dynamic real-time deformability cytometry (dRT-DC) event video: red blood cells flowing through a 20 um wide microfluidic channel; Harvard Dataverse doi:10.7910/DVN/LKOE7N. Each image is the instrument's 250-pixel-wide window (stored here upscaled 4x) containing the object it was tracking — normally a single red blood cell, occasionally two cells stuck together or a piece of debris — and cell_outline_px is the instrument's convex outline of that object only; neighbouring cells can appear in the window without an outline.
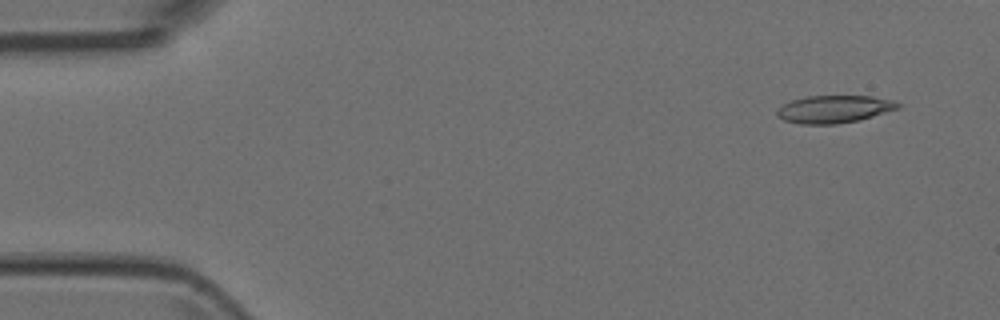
{"species": "Egyptian fruit bat (a non-hibernating species)", "species_latin": "Rousettus aegyptiacus", "temperature_condition": "room temperature", "stored_images_in_passage": 46, "camera_frame_rate_fps": 3000, "um_per_image_px": 0.085, "animal": {"sex": "female"}, "frame": {"image": 1, "passage_image": 4, "time_ms": 1.0, "image_size_px": [1000, 320], "cell_outline_px": [[904, 104], [900, 108], [860, 120], [836, 124], [800, 124], [784, 120], [776, 116], [776, 112], [784, 104], [792, 100], [808, 96], [872, 96], [896, 100]], "centroid_in_image_um": [70.97, 9.27], "position_along_channel_um": 14.0, "area_um2": 19.59}}
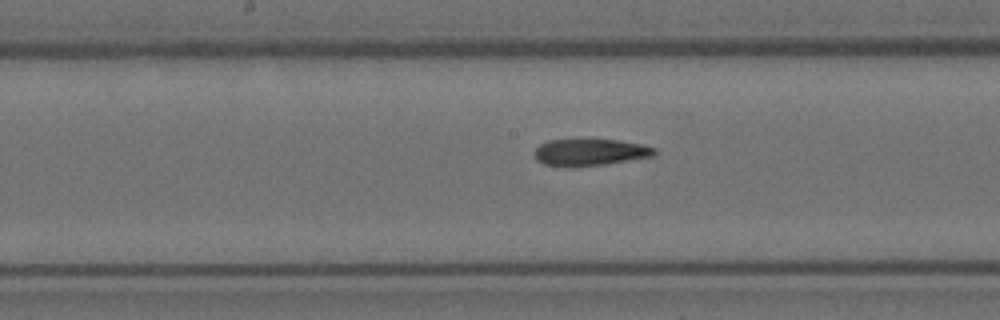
{"frame": {"image": 2, "passage_image": 26, "time_ms": 8.333, "image_size_px": [1000, 320], "cell_outline_px": [[656, 152], [652, 156], [604, 164], [576, 168], [544, 164], [536, 160], [532, 156], [532, 152], [540, 144], [548, 140], [616, 140], [644, 144], [656, 148]], "centroid_in_image_um": [50.09, 12.95], "position_along_channel_um": 198.1, "area_um2": 18.9}}
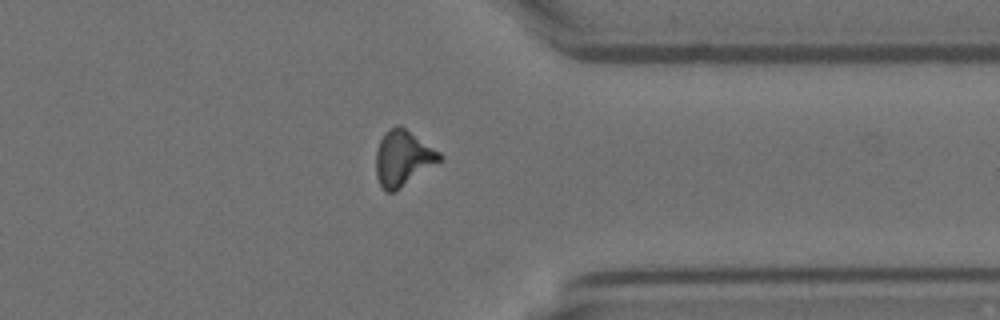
{"frame": {"image": 3, "passage_image": 40, "time_ms": 13.0, "image_size_px": [1000, 320], "cell_outline_px": [[444, 156], [440, 160], [396, 192], [384, 192], [376, 176], [376, 152], [380, 140], [384, 132], [396, 124], [400, 124], [440, 152]], "centroid_in_image_um": [34.22, 13.44], "position_along_channel_um": 377.2, "area_um2": 20.63}}